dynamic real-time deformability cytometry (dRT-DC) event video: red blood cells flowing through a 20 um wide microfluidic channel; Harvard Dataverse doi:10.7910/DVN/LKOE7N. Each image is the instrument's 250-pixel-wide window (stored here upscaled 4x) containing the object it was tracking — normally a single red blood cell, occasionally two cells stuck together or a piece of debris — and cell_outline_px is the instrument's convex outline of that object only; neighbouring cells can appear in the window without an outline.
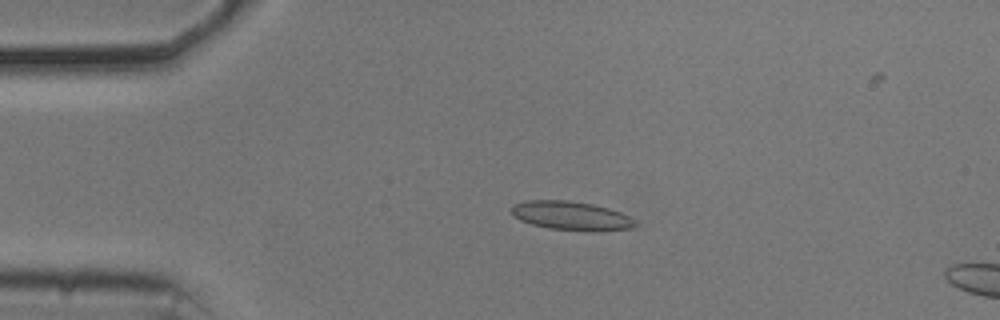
{"species": "common noctule bat (a hibernating species)", "species_latin": "Nyctalus noctula", "temperature_condition": "cold", "stored_images_in_passage": 44, "camera_frame_rate_fps": 3000, "um_per_image_px": 0.085, "animal": {"sex": "male", "body_mass_g": 20.5, "forearm_length_mm": 52.5}, "frame": {"image": 1, "passage_image": 2, "time_ms": 0.333, "image_size_px": [1000, 320], "cell_outline_px": [[640, 224], [636, 228], [596, 232], [548, 228], [532, 224], [520, 220], [512, 212], [512, 204], [524, 200], [568, 200], [592, 204], [608, 208], [620, 212], [636, 220]], "centroid_in_image_um": [48.62, 18.35], "position_along_channel_um": 36.4, "area_um2": 21.1}}
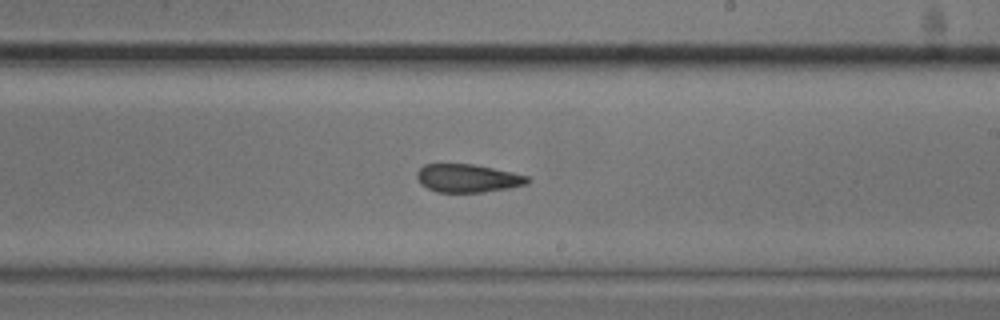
{"frame": {"image": 2, "passage_image": 22, "time_ms": 7.0, "image_size_px": [1000, 320], "cell_outline_px": [[532, 180], [528, 184], [508, 188], [484, 192], [436, 192], [420, 184], [416, 176], [416, 172], [424, 164], [476, 164], [512, 172], [528, 176]], "centroid_in_image_um": [39.77, 15.14], "position_along_channel_um": 249.2, "area_um2": 18.32}}
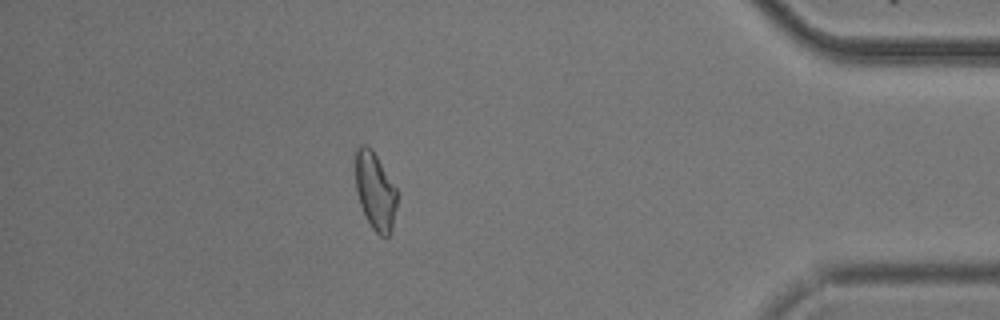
{"frame": {"image": 3, "passage_image": 38, "time_ms": 12.333, "image_size_px": [1000, 320], "cell_outline_px": [[396, 208], [392, 228], [388, 236], [380, 236], [372, 228], [360, 204], [356, 192], [356, 148], [360, 144], [364, 144], [372, 148], [396, 188]], "centroid_in_image_um": [31.88, 16.21], "position_along_channel_um": 403.3, "area_um2": 18.55}}